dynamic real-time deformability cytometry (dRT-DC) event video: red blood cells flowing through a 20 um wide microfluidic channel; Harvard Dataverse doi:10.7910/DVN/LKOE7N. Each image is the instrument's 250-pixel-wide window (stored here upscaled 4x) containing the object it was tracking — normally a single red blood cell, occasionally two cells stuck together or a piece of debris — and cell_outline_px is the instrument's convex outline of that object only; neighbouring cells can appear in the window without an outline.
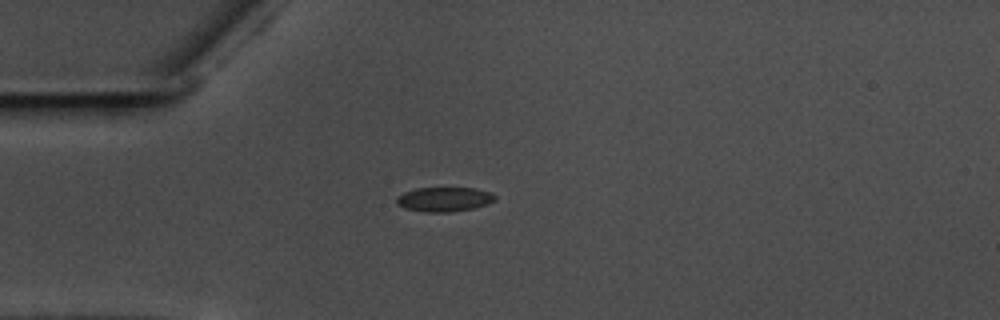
{"species": "common noctule bat (a hibernating species)", "species_latin": "Nyctalus noctula", "temperature_condition": "warm", "stored_images_in_passage": 43, "camera_frame_rate_fps": 3000, "um_per_image_px": 0.085, "animal": {"sex": "male", "body_mass_g": 17.5, "forearm_length_mm": 52.3}, "frame": {"image": 1, "passage_image": 1, "time_ms": 0.0, "image_size_px": [1000, 320], "cell_outline_px": [[496, 200], [488, 204], [472, 208], [448, 212], [424, 212], [404, 208], [396, 204], [396, 196], [404, 192], [416, 188], [476, 188], [492, 192], [496, 196]], "centroid_in_image_um": [37.75, 16.93], "position_along_channel_um": 47.2, "area_um2": 14.16}}
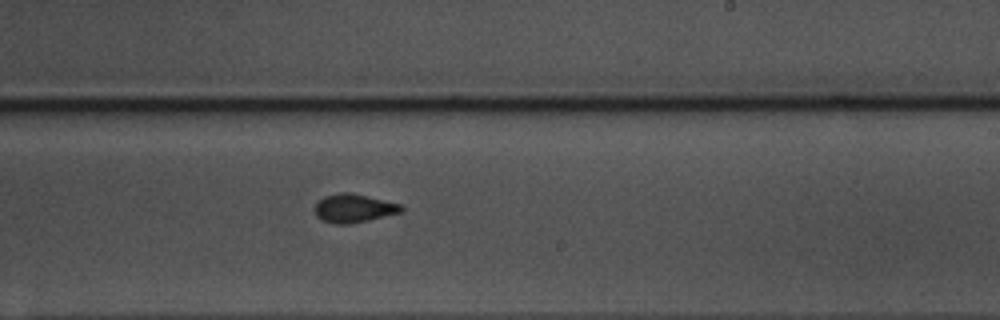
{"frame": {"image": 2, "passage_image": 20, "time_ms": 6.333, "image_size_px": [1000, 320], "cell_outline_px": [[404, 212], [368, 220], [348, 224], [332, 224], [316, 216], [316, 204], [324, 196], [340, 192], [348, 192], [404, 204]], "centroid_in_image_um": [30.14, 17.7], "position_along_channel_um": 258.9, "area_um2": 14.39}}
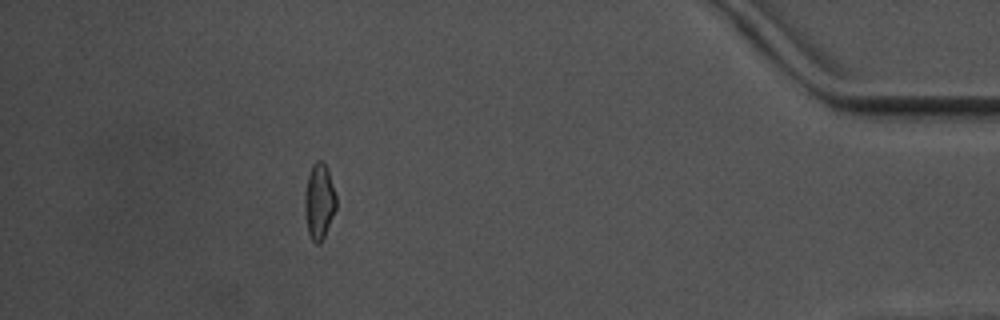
{"frame": {"image": 3, "passage_image": 37, "time_ms": 12.0, "image_size_px": [1000, 320], "cell_outline_px": [[336, 208], [324, 236], [320, 244], [316, 244], [312, 240], [308, 232], [304, 208], [304, 196], [308, 176], [312, 164], [316, 160], [320, 160], [328, 168], [336, 196]], "centroid_in_image_um": [27.12, 17.1], "position_along_channel_um": 408.1, "area_um2": 13.81}, "authors_computed_cell_mechanics": {"area_um2": 14.0454, "velocity_mm_per_s": 3.5788, "shape_relaxation_time_tau1_ms": 4.4514, "shape_relaxation_time_tau2_ms": 1.7704, "deformation_change_tau1": 0.1089, "deformation_change_tau2": 0.0486}}